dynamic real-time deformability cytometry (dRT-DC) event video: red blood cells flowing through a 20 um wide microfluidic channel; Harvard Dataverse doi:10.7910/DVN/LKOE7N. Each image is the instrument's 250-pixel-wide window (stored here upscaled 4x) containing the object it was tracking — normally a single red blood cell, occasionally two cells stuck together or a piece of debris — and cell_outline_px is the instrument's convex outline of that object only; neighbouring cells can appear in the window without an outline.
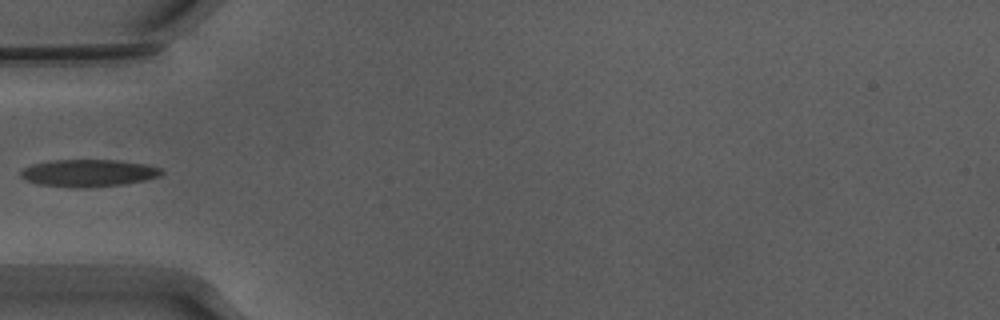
{"species": "Egyptian fruit bat (a non-hibernating species)", "species_latin": "Rousettus aegyptiacus", "temperature_condition": "warm", "stored_images_in_passage": 36, "camera_frame_rate_fps": 3000, "um_per_image_px": 0.085, "animal": {"sex": "male"}, "frame": {"image": 1, "passage_image": 1, "time_ms": 0.0, "image_size_px": [1000, 320], "cell_outline_px": [[164, 172], [160, 176], [144, 180], [124, 184], [84, 188], [72, 188], [40, 184], [24, 180], [20, 176], [20, 172], [24, 168], [32, 164], [52, 160], [116, 160], [148, 164], [160, 168]], "centroid_in_image_um": [7.51, 14.71], "position_along_channel_um": 77.5, "area_um2": 22.48}}
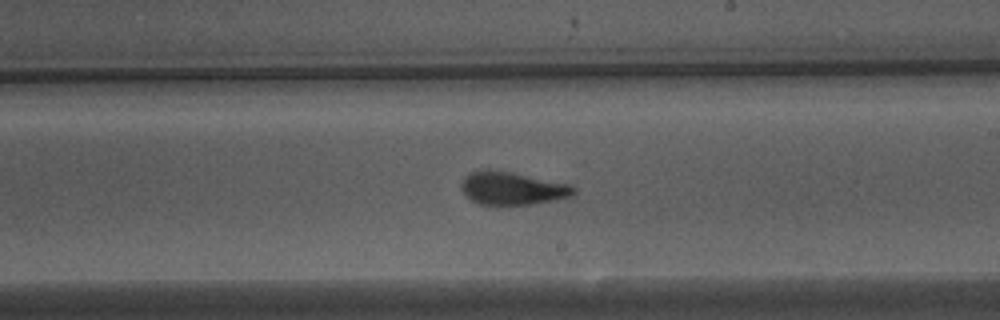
{"frame": {"image": 2, "passage_image": 14, "time_ms": 4.333, "image_size_px": [1000, 320], "cell_outline_px": [[576, 192], [572, 196], [532, 204], [480, 204], [472, 200], [460, 188], [460, 180], [468, 172], [512, 172], [572, 184], [576, 188]], "centroid_in_image_um": [43.59, 16.01], "position_along_channel_um": 245.4, "area_um2": 21.15}}
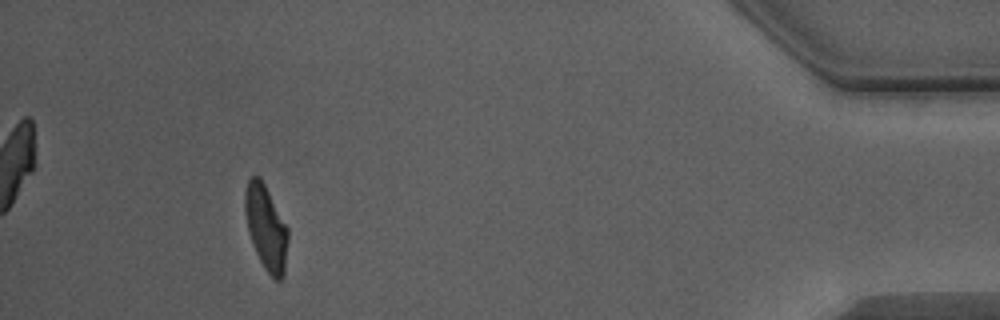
{"frame": {"image": 3, "passage_image": 32, "time_ms": 10.333, "image_size_px": [1000, 320], "cell_outline_px": [[288, 240], [284, 276], [280, 280], [276, 280], [264, 268], [256, 252], [248, 232], [244, 212], [244, 192], [248, 180], [252, 176], [260, 176], [288, 228]], "centroid_in_image_um": [22.6, 19.33], "position_along_channel_um": 412.6, "area_um2": 21.21}}